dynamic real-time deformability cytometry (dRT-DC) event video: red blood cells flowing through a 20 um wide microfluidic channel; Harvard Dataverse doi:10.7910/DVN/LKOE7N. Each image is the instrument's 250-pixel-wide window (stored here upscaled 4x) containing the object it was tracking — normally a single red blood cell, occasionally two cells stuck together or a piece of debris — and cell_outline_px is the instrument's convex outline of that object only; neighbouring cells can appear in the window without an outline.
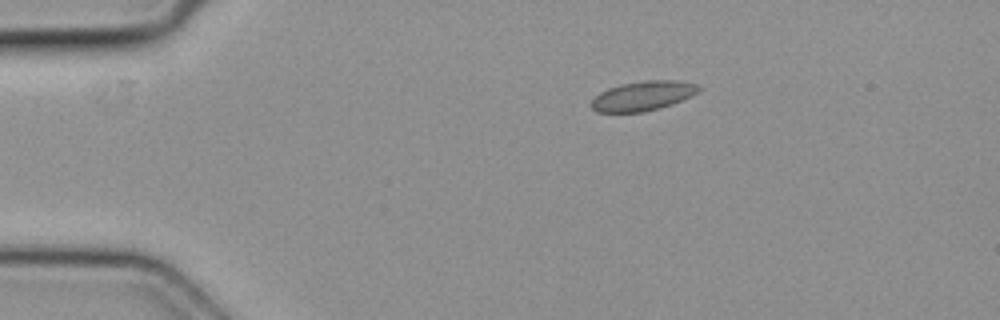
{"species": "common noctule bat (a hibernating species)", "species_latin": "Nyctalus noctula", "temperature_condition": "cold", "stored_images_in_passage": 5, "camera_frame_rate_fps": 3000, "um_per_image_px": 0.085, "animal": {"sex": "female", "body_mass_g": 19.3, "forearm_length_mm": 54.1}, "frame": {"image": 1, "passage_image": 1, "time_ms": 0.0, "image_size_px": [1000, 320], "cell_outline_px": [[704, 88], [700, 92], [692, 96], [672, 104], [660, 108], [644, 112], [596, 112], [592, 108], [592, 100], [600, 92], [608, 88], [620, 84], [644, 80], [676, 80], [696, 84]], "centroid_in_image_um": [54.69, 8.14], "position_along_channel_um": 30.3, "area_um2": 18.67}}
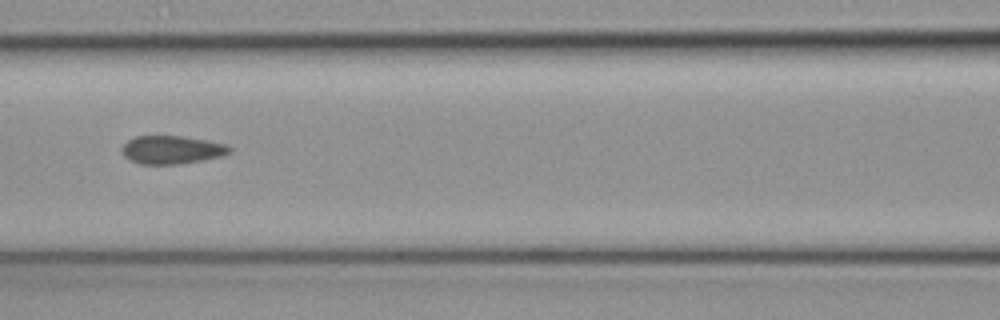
{"frame": {"image": 2, "passage_image": 4, "time_ms": 1.0, "image_size_px": [1000, 320], "cell_outline_px": [[232, 148], [228, 152], [220, 156], [204, 160], [176, 164], [140, 164], [124, 156], [120, 152], [120, 148], [128, 140], [136, 136], [180, 136], [228, 144]], "centroid_in_image_um": [14.56, 12.73], "position_along_channel_um": 152.0, "area_um2": 17.57}}
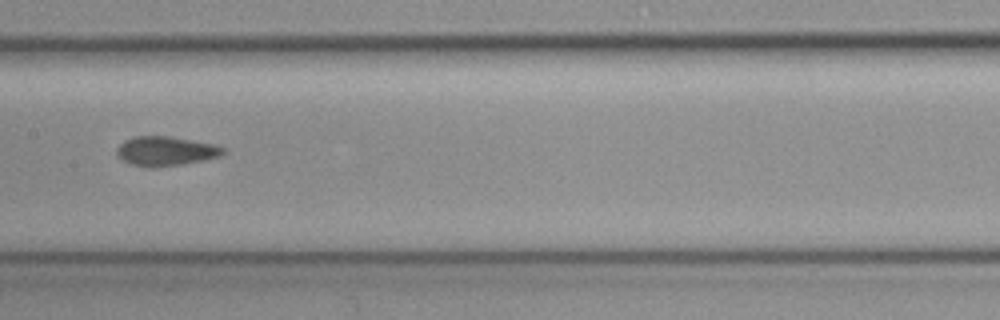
{"frame": {"image": 3, "passage_image": 5, "time_ms": 1.333, "image_size_px": [1000, 320], "cell_outline_px": [[224, 152], [220, 156], [180, 164], [148, 168], [132, 164], [116, 156], [116, 148], [124, 140], [132, 136], [168, 136], [212, 144], [224, 148]], "centroid_in_image_um": [14.0, 12.83], "position_along_channel_um": 193.4, "area_um2": 17.92}}